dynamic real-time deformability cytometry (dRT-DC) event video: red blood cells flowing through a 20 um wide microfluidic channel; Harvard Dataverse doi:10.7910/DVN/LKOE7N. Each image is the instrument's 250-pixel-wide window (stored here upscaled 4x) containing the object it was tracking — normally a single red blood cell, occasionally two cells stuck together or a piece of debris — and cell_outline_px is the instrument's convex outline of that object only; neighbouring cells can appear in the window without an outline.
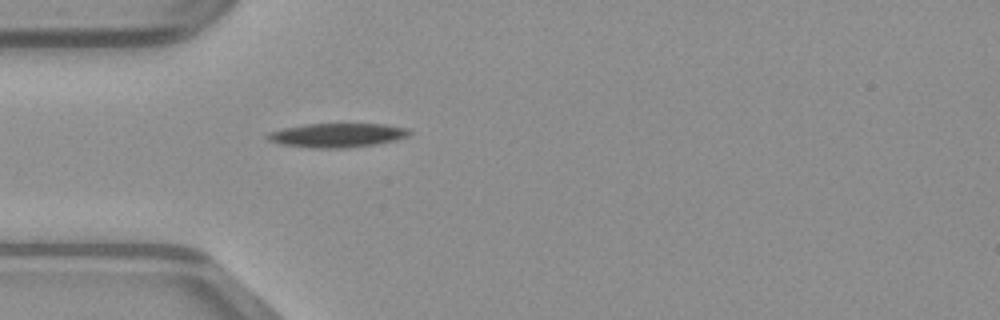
{"species": "common noctule bat (a hibernating species)", "species_latin": "Nyctalus noctula", "temperature_condition": "warm", "stored_images_in_passage": 12, "camera_frame_rate_fps": 3000, "um_per_image_px": 0.085, "animal": {"sex": "male", "body_mass_g": 23.1, "forearm_length_mm": 52.7}, "frame": {"image": 1, "passage_image": 1, "time_ms": 0.0, "image_size_px": [1000, 320], "cell_outline_px": [[412, 132], [408, 136], [396, 140], [376, 144], [344, 148], [312, 148], [280, 144], [268, 140], [264, 136], [268, 132], [284, 128], [304, 124], [384, 124], [408, 128]], "centroid_in_image_um": [28.65, 11.49], "position_along_channel_um": 56.4, "area_um2": 20.0}}
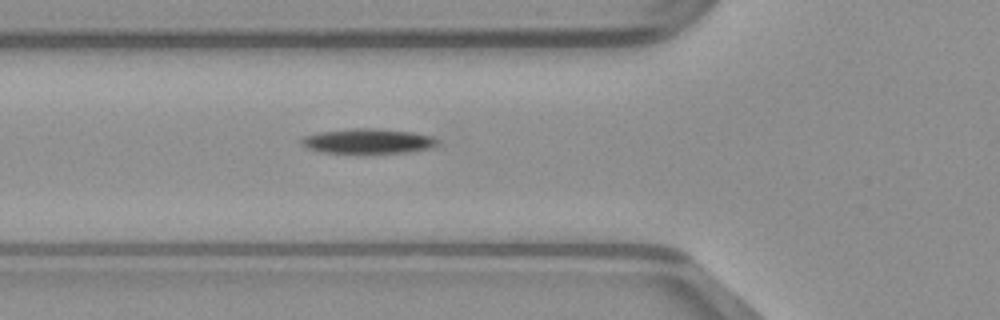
{"frame": {"image": 2, "passage_image": 4, "time_ms": 1.0, "image_size_px": [1000, 320], "cell_outline_px": [[440, 140], [432, 148], [408, 152], [320, 152], [308, 148], [300, 144], [300, 140], [304, 136], [320, 132], [352, 128], [376, 128], [412, 132], [432, 136]], "centroid_in_image_um": [31.29, 11.98], "position_along_channel_um": 94.5, "area_um2": 19.54}}
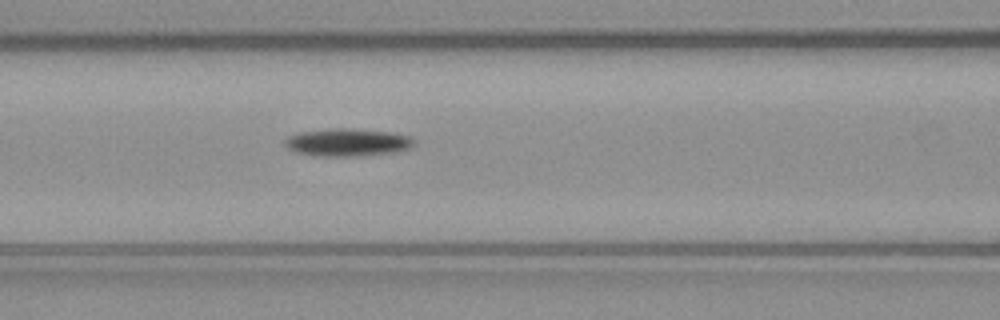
{"frame": {"image": 3, "passage_image": 7, "time_ms": 2.0, "image_size_px": [1000, 320], "cell_outline_px": [[416, 144], [412, 148], [396, 152], [360, 156], [316, 156], [296, 152], [288, 148], [284, 144], [284, 140], [288, 136], [300, 132], [328, 128], [352, 128], [392, 132], [412, 136], [416, 140]], "centroid_in_image_um": [29.6, 12.09], "position_along_channel_um": 137.0, "area_um2": 21.33}}